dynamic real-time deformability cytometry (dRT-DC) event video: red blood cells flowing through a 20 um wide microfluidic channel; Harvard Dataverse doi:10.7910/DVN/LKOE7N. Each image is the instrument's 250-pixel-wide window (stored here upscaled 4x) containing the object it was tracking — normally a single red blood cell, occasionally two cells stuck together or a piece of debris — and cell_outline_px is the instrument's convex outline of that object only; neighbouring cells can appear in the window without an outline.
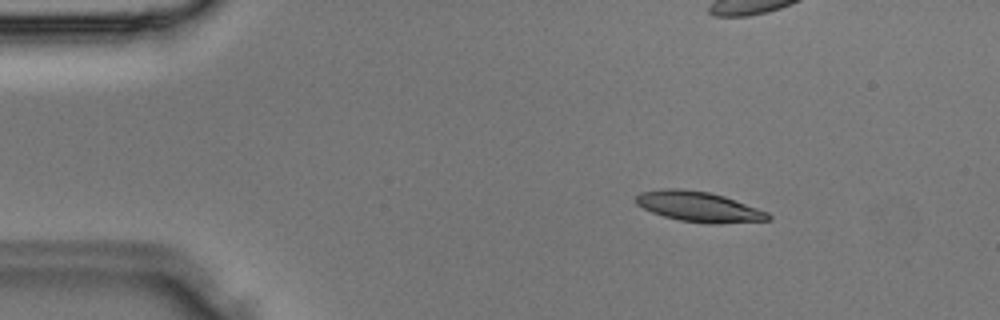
{"species": "Egyptian fruit bat (a non-hibernating species)", "species_latin": "Rousettus aegyptiacus", "temperature_condition": "room temperature", "stored_images_in_passage": 37, "camera_frame_rate_fps": 3000, "um_per_image_px": 0.085, "animal": {"sex": "male"}, "frame": {"image": 1, "passage_image": 6, "time_ms": 1.667, "image_size_px": [1000, 320], "cell_outline_px": [[772, 220], [712, 224], [708, 224], [680, 220], [664, 216], [652, 212], [636, 204], [636, 196], [640, 192], [660, 188], [680, 188], [708, 192], [724, 196], [768, 212], [772, 216]], "centroid_in_image_um": [59.4, 17.56], "position_along_channel_um": 25.6, "area_um2": 23.29}}
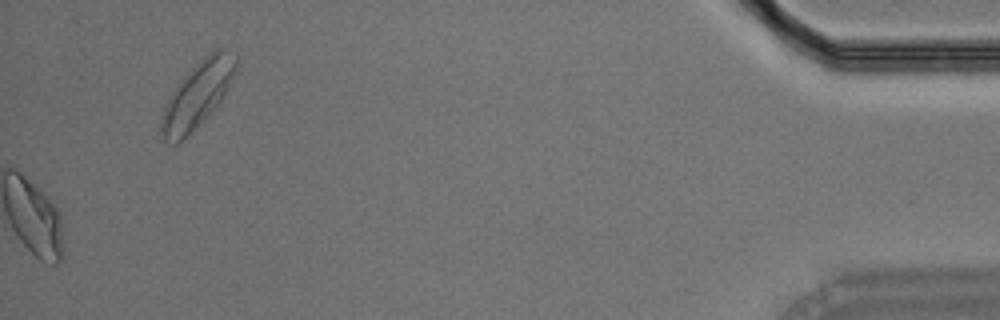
{"frame": {"image": 2, "passage_image": 37, "time_ms": 12.0, "image_size_px": [1000, 320], "cell_outline_px": [[236, 72], [224, 96], [188, 136], [176, 144], [172, 144], [164, 140], [160, 132], [160, 120], [164, 104], [180, 80], [204, 56], [216, 48], [224, 48], [236, 56]], "centroid_in_image_um": [16.76, 8.05], "position_along_channel_um": 418.4, "area_um2": 28.44}}